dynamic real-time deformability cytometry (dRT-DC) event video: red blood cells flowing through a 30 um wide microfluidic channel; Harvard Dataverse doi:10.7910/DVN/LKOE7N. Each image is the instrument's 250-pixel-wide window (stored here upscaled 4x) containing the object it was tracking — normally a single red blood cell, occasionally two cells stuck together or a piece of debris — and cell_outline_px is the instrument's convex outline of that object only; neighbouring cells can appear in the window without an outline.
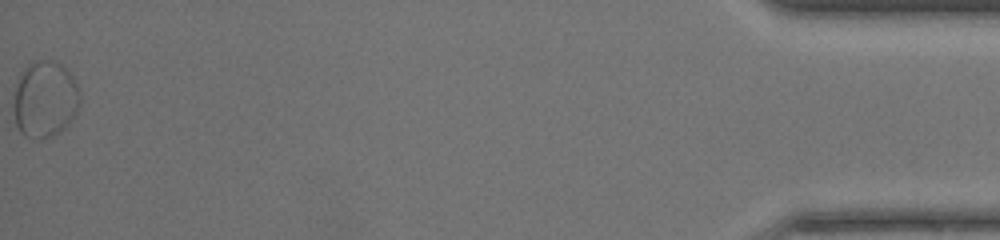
{"species": "common noctule bat (a hibernating species)", "species_latin": "Nyctalus noctula", "temperature_condition": "warm", "stored_images_in_passage": 51, "segment_of_instrument_passage": [2, 2], "camera_frame_rate_fps": 3000, "um_per_image_px": 0.085, "animal": {"sex": "female", "body_mass_g": 17.0, "forearm_length_mm": 48.0}, "frame": {"image": 1, "passage_image": 51, "time_ms": 16.667, "image_size_px": [1000, 240], "cell_outline_px": [[80, 104], [76, 112], [68, 124], [60, 132], [52, 136], [40, 140], [36, 140], [24, 136], [20, 132], [16, 124], [12, 104], [20, 72], [28, 64], [36, 60], [56, 60], [68, 68], [80, 92]], "centroid_in_image_um": [3.82, 8.44], "position_along_channel_um": 431.4, "area_um2": 30.17}}